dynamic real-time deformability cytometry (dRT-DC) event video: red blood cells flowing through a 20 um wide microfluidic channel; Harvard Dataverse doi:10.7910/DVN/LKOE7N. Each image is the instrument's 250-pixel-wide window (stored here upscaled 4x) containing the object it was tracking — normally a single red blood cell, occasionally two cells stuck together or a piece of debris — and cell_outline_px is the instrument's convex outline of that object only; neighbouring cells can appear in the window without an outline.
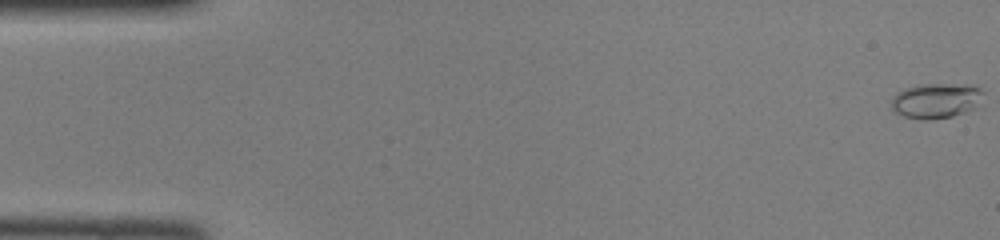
{"species": "common noctule bat (a hibernating species)", "species_latin": "Nyctalus noctula", "temperature_condition": "room temperature", "stored_images_in_passage": 47, "camera_frame_rate_fps": 3000, "um_per_image_px": 0.085, "animal": {"sex": "female", "body_mass_g": 22.0, "forearm_length_mm": 56.7}, "frame": {"image": 1, "passage_image": 1, "time_ms": 0.0, "image_size_px": [1000, 240], "cell_outline_px": [[984, 92], [972, 108], [964, 112], [952, 116], [928, 120], [924, 120], [904, 116], [896, 112], [892, 108], [892, 96], [896, 92], [904, 88], [920, 84], [976, 84]], "centroid_in_image_um": [79.53, 8.53], "position_along_channel_um": 5.5, "area_um2": 18.73}}
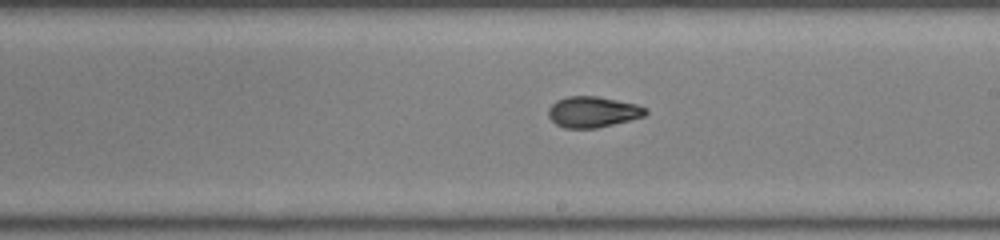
{"frame": {"image": 2, "passage_image": 27, "time_ms": 8.667, "image_size_px": [1000, 240], "cell_outline_px": [[648, 112], [644, 116], [596, 128], [564, 128], [556, 124], [548, 116], [548, 108], [556, 100], [568, 96], [596, 96], [636, 104], [648, 108]], "centroid_in_image_um": [50.37, 9.51], "position_along_channel_um": 238.6, "area_um2": 17.4}}
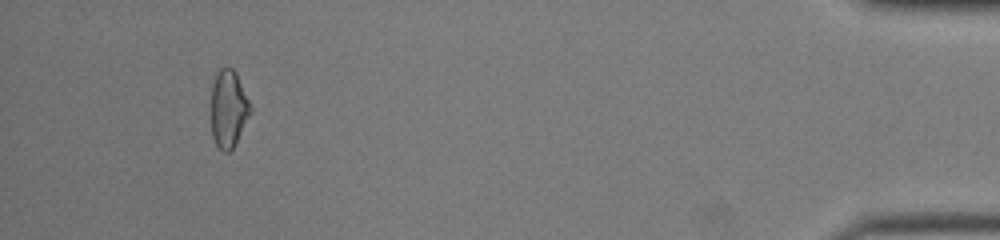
{"frame": {"image": 3, "passage_image": 44, "time_ms": 14.333, "image_size_px": [1000, 240], "cell_outline_px": [[252, 112], [232, 148], [228, 152], [224, 152], [216, 144], [212, 136], [212, 84], [216, 72], [220, 68], [232, 68], [236, 72], [252, 104]], "centroid_in_image_um": [19.44, 9.2], "position_along_channel_um": 415.8, "area_um2": 17.74}}